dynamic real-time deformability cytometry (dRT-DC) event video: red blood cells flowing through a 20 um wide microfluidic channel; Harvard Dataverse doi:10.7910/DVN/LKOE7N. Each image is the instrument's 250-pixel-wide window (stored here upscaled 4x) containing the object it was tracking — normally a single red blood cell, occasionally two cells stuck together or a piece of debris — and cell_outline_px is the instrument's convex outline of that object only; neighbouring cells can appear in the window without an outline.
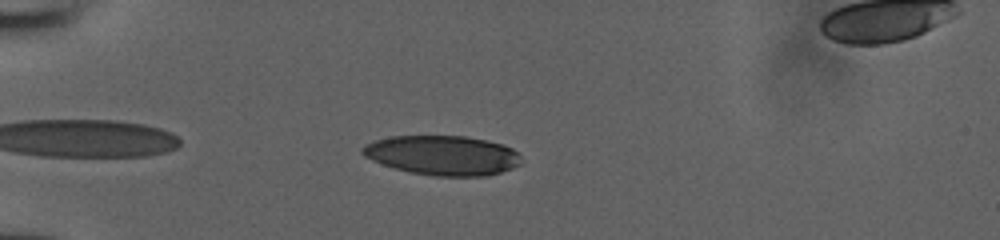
{"species": "human", "species_latin": "Homo sapiens", "temperature_condition": "room temperature", "stored_images_in_passage": 40, "camera_frame_rate_fps": 3000, "um_per_image_px": 0.085, "donor": {"sex": "male"}, "frame": {"image": 1, "passage_image": 4, "time_ms": 1.0, "image_size_px": [1000, 240], "cell_outline_px": [[520, 164], [512, 168], [500, 172], [484, 176], [432, 176], [408, 172], [372, 160], [364, 156], [360, 152], [360, 148], [364, 144], [376, 140], [392, 136], [468, 136], [488, 140], [504, 144], [520, 152]], "centroid_in_image_um": [37.63, 13.19], "position_along_channel_um": 47.4, "area_um2": 36.88}}
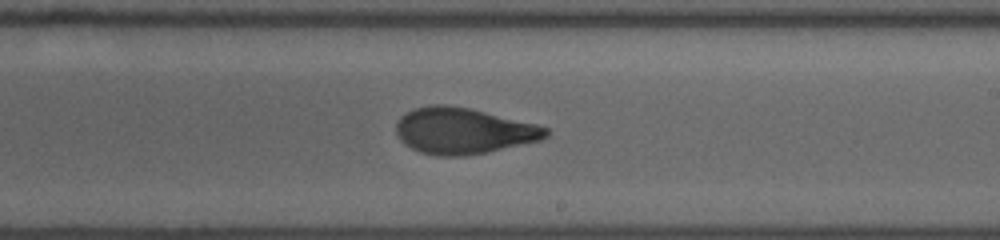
{"frame": {"image": 2, "passage_image": 21, "time_ms": 6.667, "image_size_px": [1000, 240], "cell_outline_px": [[548, 136], [540, 140], [488, 152], [464, 156], [436, 156], [420, 152], [404, 144], [400, 140], [396, 132], [396, 124], [400, 116], [416, 108], [432, 104], [440, 104], [468, 108], [536, 124], [548, 128]], "centroid_in_image_um": [39.36, 11.13], "position_along_channel_um": 249.6, "area_um2": 40.0}}
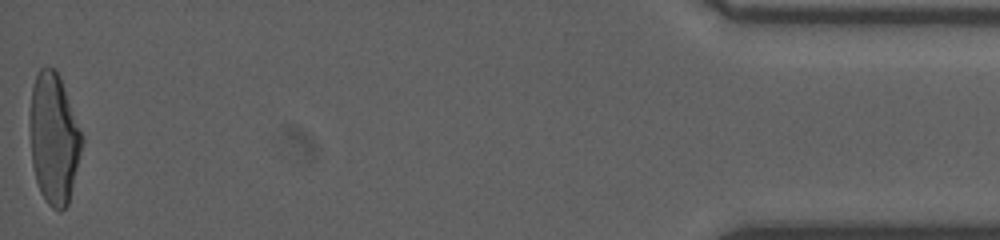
{"frame": {"image": 3, "passage_image": 40, "time_ms": 13.0, "image_size_px": [1000, 240], "cell_outline_px": [[84, 140], [68, 204], [60, 212], [52, 208], [48, 204], [40, 192], [36, 180], [32, 164], [28, 120], [32, 88], [36, 76], [40, 68], [52, 68], [60, 76]], "centroid_in_image_um": [4.55, 11.79], "position_along_channel_um": 430.6, "area_um2": 39.65}}